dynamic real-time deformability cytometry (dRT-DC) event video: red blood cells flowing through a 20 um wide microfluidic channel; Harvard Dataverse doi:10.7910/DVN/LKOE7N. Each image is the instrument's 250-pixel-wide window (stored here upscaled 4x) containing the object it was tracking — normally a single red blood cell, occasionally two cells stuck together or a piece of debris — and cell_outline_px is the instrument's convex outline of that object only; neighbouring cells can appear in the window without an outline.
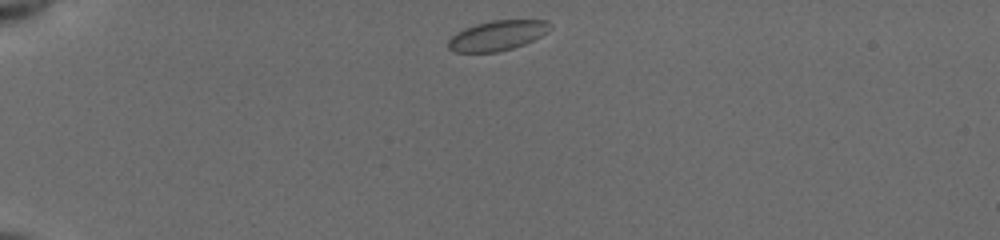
{"species": "common noctule bat (a hibernating species)", "species_latin": "Nyctalus noctula", "temperature_condition": "cold", "stored_images_in_passage": 41, "camera_frame_rate_fps": 3000, "um_per_image_px": 0.085, "animal": {"sex": "female", "body_mass_g": 19.5, "forearm_length_mm": 54.1}, "frame": {"image": 1, "passage_image": 1, "time_ms": 0.0, "image_size_px": [1000, 240], "cell_outline_px": [[552, 28], [548, 32], [524, 44], [512, 48], [496, 52], [456, 52], [448, 48], [448, 40], [456, 32], [464, 28], [476, 24], [492, 20], [548, 20], [552, 24]], "centroid_in_image_um": [42.29, 3.01], "position_along_channel_um": 42.7, "area_um2": 17.8}}
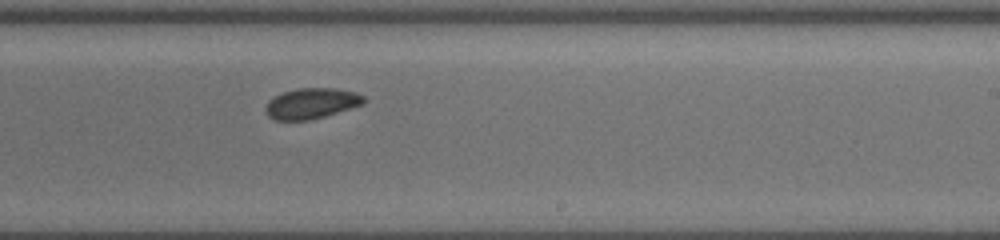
{"frame": {"image": 2, "passage_image": 22, "time_ms": 7.0, "image_size_px": [1000, 240], "cell_outline_px": [[364, 104], [324, 116], [308, 120], [276, 120], [268, 116], [264, 108], [268, 100], [284, 92], [296, 88], [336, 88], [356, 92], [364, 96]], "centroid_in_image_um": [26.46, 8.78], "position_along_channel_um": 262.5, "area_um2": 17.46}}
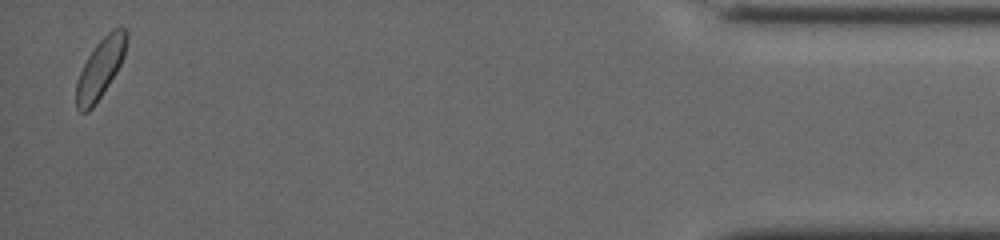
{"frame": {"image": 3, "passage_image": 40, "time_ms": 13.0, "image_size_px": [1000, 240], "cell_outline_px": [[128, 36], [124, 56], [116, 72], [92, 108], [88, 112], [80, 112], [76, 108], [76, 84], [80, 72], [88, 56], [96, 44], [112, 28], [128, 28]], "centroid_in_image_um": [8.53, 5.79], "position_along_channel_um": 426.7, "area_um2": 17.22}, "authors_computed_cell_mechanics": {"area_um2": 17.8602, "velocity_mm_per_s": 3.8834, "shape_relaxation_time_tau1_ms": 1.2373, "shape_relaxation_time_tau2_ms": null, "deformation_change_tau1": 0.0373, "deformation_change_tau2": null}}